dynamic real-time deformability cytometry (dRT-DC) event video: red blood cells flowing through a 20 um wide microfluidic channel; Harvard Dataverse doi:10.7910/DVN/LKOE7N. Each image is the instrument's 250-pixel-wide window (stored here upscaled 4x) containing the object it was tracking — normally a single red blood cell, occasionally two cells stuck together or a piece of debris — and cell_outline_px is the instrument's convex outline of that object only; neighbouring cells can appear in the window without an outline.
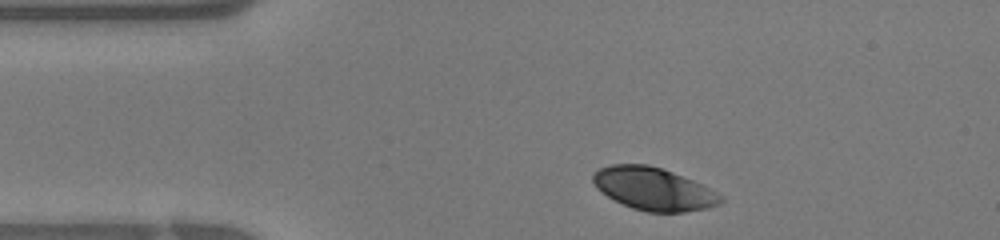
{"species": "human", "species_latin": "Homo sapiens", "temperature_condition": "warm", "stored_images_in_passage": 27, "camera_frame_rate_fps": 3000, "um_per_image_px": 0.085, "donor": {"sex": "female"}, "frame": {"image": 1, "passage_image": 1, "time_ms": 0.0, "image_size_px": [1000, 240], "cell_outline_px": [[724, 200], [720, 204], [704, 208], [684, 212], [648, 212], [632, 208], [608, 196], [596, 188], [592, 180], [592, 176], [600, 168], [612, 164], [648, 164], [672, 172], [692, 180], [724, 196]], "centroid_in_image_um": [55.55, 16.05], "position_along_channel_um": 29.4, "area_um2": 31.39}}
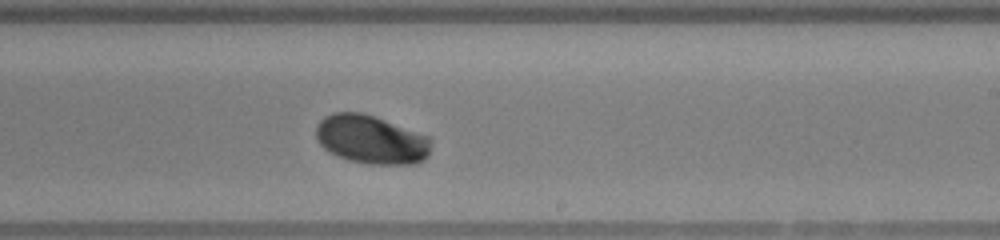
{"frame": {"image": 2, "passage_image": 17, "time_ms": 5.333, "image_size_px": [1000, 240], "cell_outline_px": [[432, 144], [428, 156], [424, 160], [416, 164], [368, 164], [348, 160], [336, 156], [328, 152], [320, 144], [316, 136], [316, 128], [320, 120], [324, 116], [332, 112], [360, 112], [376, 116], [432, 136]], "centroid_in_image_um": [31.59, 11.85], "position_along_channel_um": 257.4, "area_um2": 33.35}}
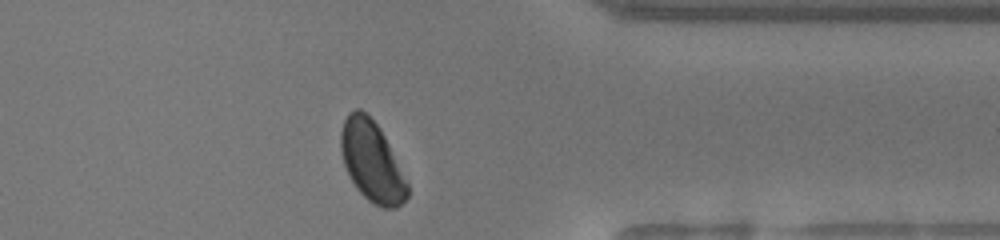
{"frame": {"image": 3, "passage_image": 25, "time_ms": 8.0, "image_size_px": [1000, 240], "cell_outline_px": [[408, 196], [396, 208], [384, 208], [372, 204], [356, 188], [344, 164], [340, 152], [340, 132], [344, 120], [348, 112], [356, 108], [360, 108], [380, 128], [408, 180]], "centroid_in_image_um": [31.6, 13.72], "position_along_channel_um": 379.8, "area_um2": 31.21}}